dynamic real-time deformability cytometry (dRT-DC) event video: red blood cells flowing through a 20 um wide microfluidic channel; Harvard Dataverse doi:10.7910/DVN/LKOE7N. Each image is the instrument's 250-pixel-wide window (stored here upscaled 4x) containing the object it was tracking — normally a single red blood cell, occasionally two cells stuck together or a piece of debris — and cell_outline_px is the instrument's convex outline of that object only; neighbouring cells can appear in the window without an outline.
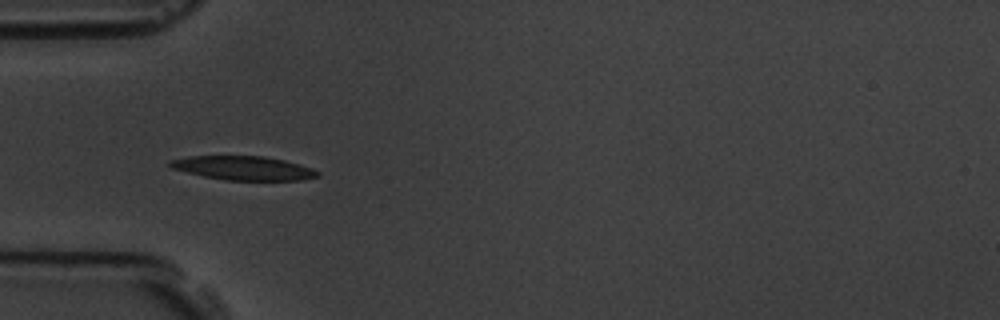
{"species": "common noctule bat (a hibernating species)", "species_latin": "Nyctalus noctula", "temperature_condition": "room temperature", "stored_images_in_passage": 4, "camera_frame_rate_fps": 3000, "um_per_image_px": 0.085, "animal": {"sex": "male", "body_mass_g": 19.5, "forearm_length_mm": 54.6}, "frame": {"image": 1, "passage_image": 3, "time_ms": 2.333, "image_size_px": [1000, 320], "cell_outline_px": [[320, 176], [304, 180], [224, 180], [204, 176], [172, 168], [168, 164], [168, 160], [188, 156], [264, 156], [284, 160], [300, 164], [312, 168], [320, 172]], "centroid_in_image_um": [20.72, 14.28], "position_along_channel_um": 64.3, "area_um2": 20.63}}
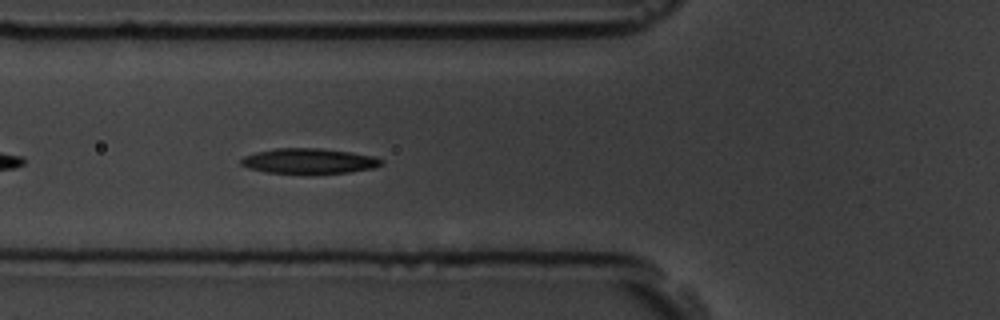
{"frame": {"image": 2, "passage_image": 4, "time_ms": 3.333, "image_size_px": [1000, 320], "cell_outline_px": [[384, 164], [372, 168], [348, 172], [268, 172], [248, 168], [240, 164], [240, 160], [244, 156], [256, 152], [276, 148], [320, 148], [352, 152], [372, 156], [384, 160]], "centroid_in_image_um": [26.26, 13.66], "position_along_channel_um": 99.5, "area_um2": 20.17}}